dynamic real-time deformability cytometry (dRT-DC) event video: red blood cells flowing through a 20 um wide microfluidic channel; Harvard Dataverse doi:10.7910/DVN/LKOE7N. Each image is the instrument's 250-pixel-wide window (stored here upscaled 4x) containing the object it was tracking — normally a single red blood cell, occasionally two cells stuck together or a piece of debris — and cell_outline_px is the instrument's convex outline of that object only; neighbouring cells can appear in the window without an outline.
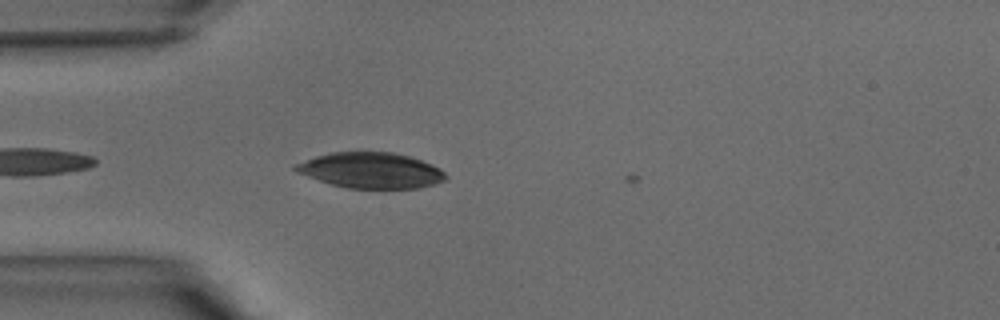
{"species": "common noctule bat (a hibernating species)", "species_latin": "Nyctalus noctula", "temperature_condition": "warm", "stored_images_in_passage": 6, "camera_frame_rate_fps": 3000, "um_per_image_px": 0.085, "animal": {"sex": "male", "body_mass_g": 15.6}, "frame": {"image": 1, "passage_image": 5, "time_ms": 1.333, "image_size_px": [1000, 320], "cell_outline_px": [[448, 176], [444, 180], [420, 188], [348, 188], [332, 184], [296, 172], [292, 168], [292, 164], [316, 156], [332, 152], [392, 152], [408, 156], [420, 160], [440, 168]], "centroid_in_image_um": [31.5, 14.47], "position_along_channel_um": 53.5, "area_um2": 30.98}}